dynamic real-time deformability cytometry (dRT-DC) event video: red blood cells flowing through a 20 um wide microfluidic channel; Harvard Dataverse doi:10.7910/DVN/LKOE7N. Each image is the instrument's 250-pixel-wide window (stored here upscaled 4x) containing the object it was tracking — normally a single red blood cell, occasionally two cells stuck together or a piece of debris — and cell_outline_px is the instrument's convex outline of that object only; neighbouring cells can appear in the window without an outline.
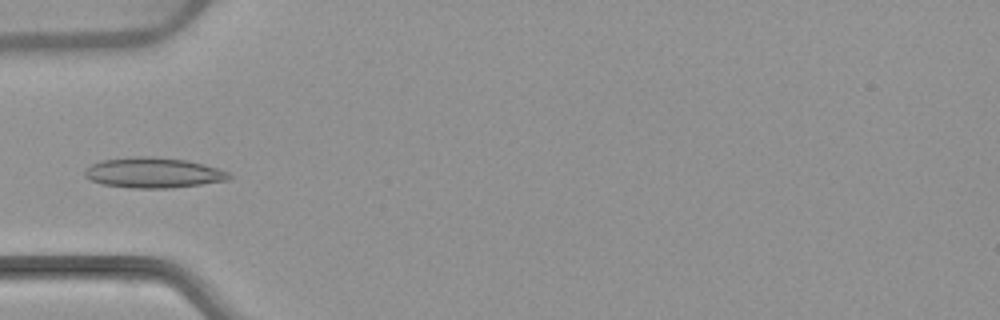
{"species": "common noctule bat (a hibernating species)", "species_latin": "Nyctalus noctula", "temperature_condition": "warm", "stored_images_in_passage": 5, "camera_frame_rate_fps": 3000, "um_per_image_px": 0.085, "animal": {"sex": "female", "body_mass_g": 22.7, "forearm_length_mm": 54.2}, "frame": {"image": 1, "passage_image": 5, "time_ms": 4.667, "image_size_px": [1000, 320], "cell_outline_px": [[232, 176], [228, 180], [172, 188], [132, 188], [100, 184], [84, 176], [84, 168], [100, 160], [132, 156], [152, 156], [188, 160], [204, 164], [228, 172]], "centroid_in_image_um": [12.99, 14.67], "position_along_channel_um": 72.0, "area_um2": 25.72}}